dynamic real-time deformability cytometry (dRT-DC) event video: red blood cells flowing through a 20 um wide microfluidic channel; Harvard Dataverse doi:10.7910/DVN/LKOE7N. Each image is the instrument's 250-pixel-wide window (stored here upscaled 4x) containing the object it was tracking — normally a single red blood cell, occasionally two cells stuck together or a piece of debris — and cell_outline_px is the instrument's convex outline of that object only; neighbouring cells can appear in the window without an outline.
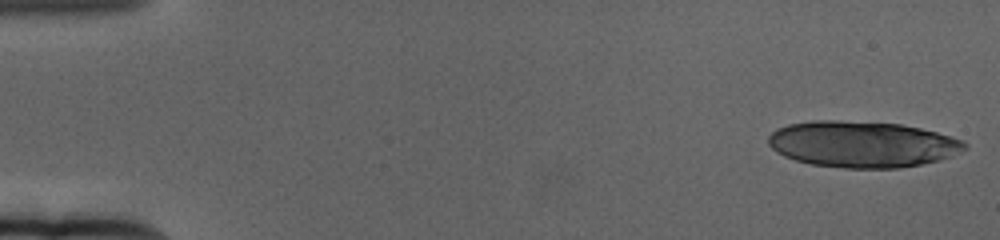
{"species": "human", "species_latin": "Homo sapiens", "temperature_condition": "cold", "stored_images_in_passage": 19, "camera_frame_rate_fps": 3000, "um_per_image_px": 0.085, "donor": {"sex": "female"}, "frame": {"image": 1, "passage_image": 1, "time_ms": 0.0, "image_size_px": [1000, 240], "cell_outline_px": [[968, 148], [940, 160], [900, 168], [844, 168], [812, 164], [796, 160], [784, 156], [776, 152], [768, 144], [768, 136], [776, 128], [788, 124], [812, 120], [836, 120], [900, 124], [920, 128], [952, 136], [964, 140], [968, 144]], "centroid_in_image_um": [73.29, 12.25], "position_along_channel_um": 11.7, "area_um2": 53.06}}